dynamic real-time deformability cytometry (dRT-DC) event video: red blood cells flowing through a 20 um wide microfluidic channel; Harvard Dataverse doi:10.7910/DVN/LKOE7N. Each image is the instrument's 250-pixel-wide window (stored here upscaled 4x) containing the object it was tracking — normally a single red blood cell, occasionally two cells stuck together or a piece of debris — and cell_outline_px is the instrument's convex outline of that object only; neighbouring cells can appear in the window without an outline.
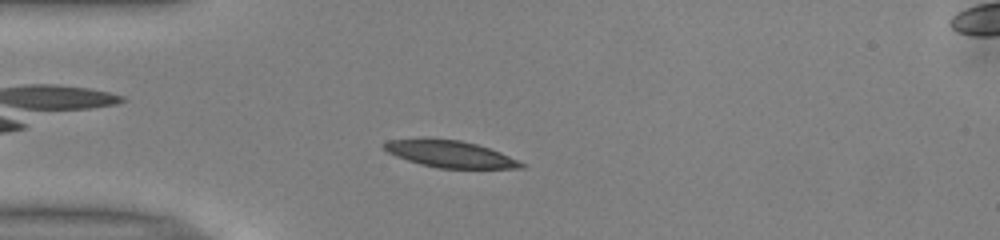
{"species": "common noctule bat (a hibernating species)", "species_latin": "Nyctalus noctula", "temperature_condition": "warm", "stored_images_in_passage": 47, "camera_frame_rate_fps": 3000, "um_per_image_px": 0.085, "animal": {"sex": "male", "body_mass_g": 13.0, "forearm_length_mm": 53.1}, "frame": {"image": 1, "passage_image": 9, "time_ms": 2.667, "image_size_px": [1000, 240], "cell_outline_px": [[528, 164], [524, 168], [436, 168], [420, 164], [396, 156], [388, 152], [380, 144], [388, 140], [424, 136], [428, 136], [460, 140], [476, 144], [500, 152]], "centroid_in_image_um": [38.2, 13.05], "position_along_channel_um": 46.8, "area_um2": 22.02}}
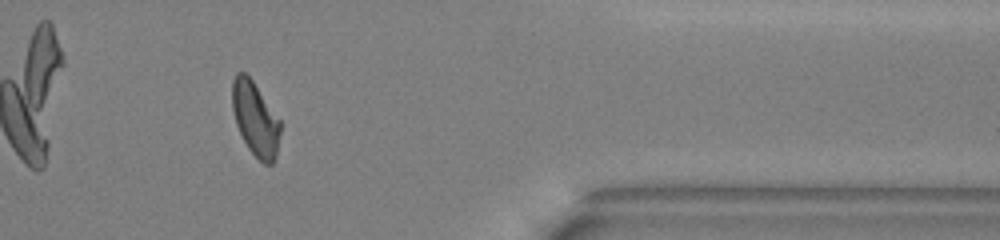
{"frame": {"image": 2, "passage_image": 38, "time_ms": 12.333, "image_size_px": [1000, 240], "cell_outline_px": [[280, 132], [276, 156], [272, 164], [264, 164], [248, 148], [236, 124], [232, 108], [232, 80], [236, 72], [244, 72], [252, 80], [280, 120]], "centroid_in_image_um": [21.69, 10.09], "position_along_channel_um": 389.7, "area_um2": 20.46}}
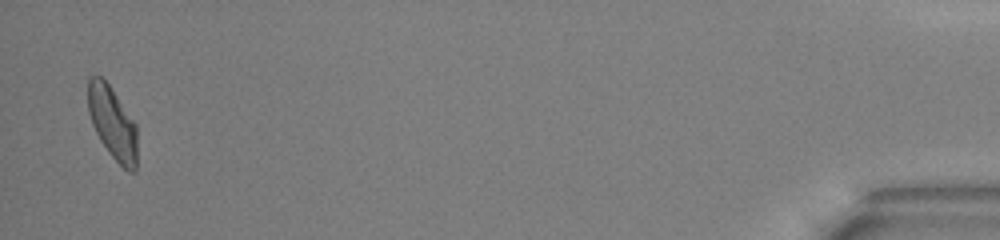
{"frame": {"image": 3, "passage_image": 46, "time_ms": 15.0, "image_size_px": [1000, 240], "cell_outline_px": [[136, 172], [128, 172], [108, 152], [100, 140], [92, 124], [88, 112], [88, 76], [100, 76], [108, 84], [136, 124]], "centroid_in_image_um": [9.55, 10.46], "position_along_channel_um": 425.7, "area_um2": 20.58}, "authors_computed_cell_mechanics": {"area_um2": 21.2126, "velocity_mm_per_s": 3.9626, "shape_relaxation_time_tau1_ms": 4.1245, "shape_relaxation_time_tau2_ms": 2.3183, "deformation_change_tau1": 0.1477, "deformation_change_tau2": 0.0958}}